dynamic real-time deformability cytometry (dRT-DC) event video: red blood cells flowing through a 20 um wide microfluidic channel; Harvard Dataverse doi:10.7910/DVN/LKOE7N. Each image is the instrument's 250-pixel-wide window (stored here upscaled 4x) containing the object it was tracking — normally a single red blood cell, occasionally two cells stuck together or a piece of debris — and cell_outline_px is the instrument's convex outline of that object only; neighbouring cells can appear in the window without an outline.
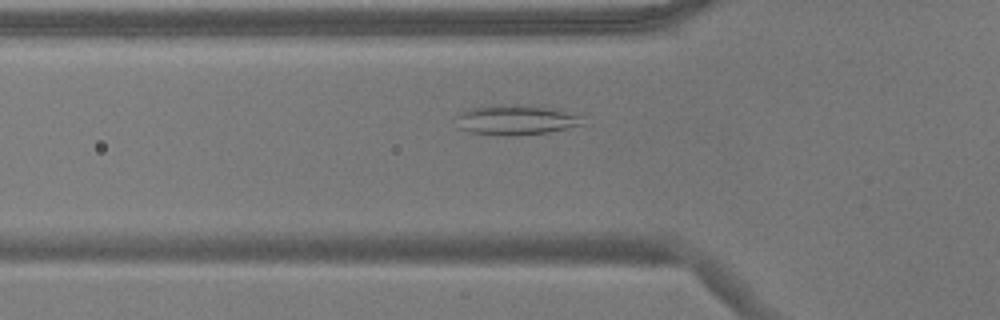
{"species": "common noctule bat (a hibernating species)", "species_latin": "Nyctalus noctula", "temperature_condition": "warm", "stored_images_in_passage": 43, "camera_frame_rate_fps": 3000, "um_per_image_px": 0.085, "animal": {"sex": "male", "body_mass_g": 17.9}, "frame": {"image": 1, "passage_image": 7, "time_ms": 2.0, "image_size_px": [1000, 320], "cell_outline_px": [[584, 124], [568, 128], [548, 132], [508, 136], [472, 132], [460, 128], [456, 116], [460, 112], [472, 108], [504, 104], [516, 104], [556, 108], [584, 116]], "centroid_in_image_um": [43.93, 10.18], "position_along_channel_um": 81.9, "area_um2": 22.08}}
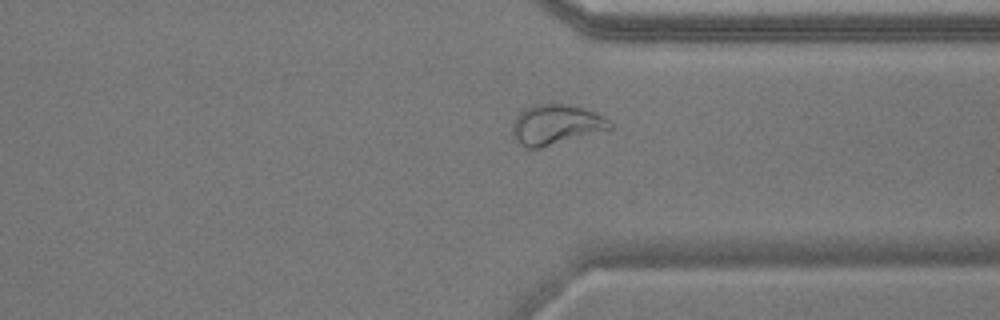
{"frame": {"image": 2, "passage_image": 30, "time_ms": 9.667, "image_size_px": [1000, 320], "cell_outline_px": [[612, 128], [540, 148], [524, 148], [512, 136], [512, 124], [516, 116], [524, 108], [536, 104], [568, 104], [584, 108], [604, 116], [612, 124]], "centroid_in_image_um": [47.21, 10.59], "position_along_channel_um": 364.2, "area_um2": 22.66}}
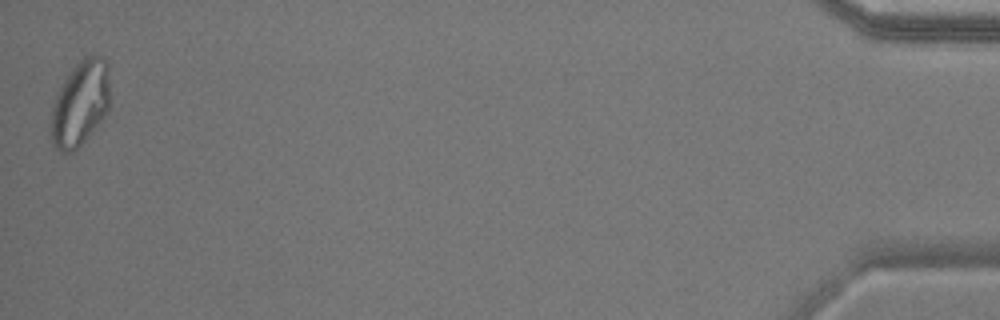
{"frame": {"image": 3, "passage_image": 43, "time_ms": 14.0, "image_size_px": [1000, 320], "cell_outline_px": [[108, 108], [104, 116], [92, 132], [72, 152], [64, 152], [56, 148], [52, 144], [48, 124], [52, 104], [56, 92], [72, 68], [80, 60], [88, 56], [104, 56], [108, 64]], "centroid_in_image_um": [6.76, 8.8], "position_along_channel_um": 428.4, "area_um2": 29.42}, "authors_computed_cell_mechanics": {"area_um2": 21.4438, "velocity_mm_per_s": 3.6725, "shape_relaxation_time_tau1_ms": null, "shape_relaxation_time_tau2_ms": 1.5002, "deformation_change_tau1": null, "deformation_change_tau2": 0.0739}}